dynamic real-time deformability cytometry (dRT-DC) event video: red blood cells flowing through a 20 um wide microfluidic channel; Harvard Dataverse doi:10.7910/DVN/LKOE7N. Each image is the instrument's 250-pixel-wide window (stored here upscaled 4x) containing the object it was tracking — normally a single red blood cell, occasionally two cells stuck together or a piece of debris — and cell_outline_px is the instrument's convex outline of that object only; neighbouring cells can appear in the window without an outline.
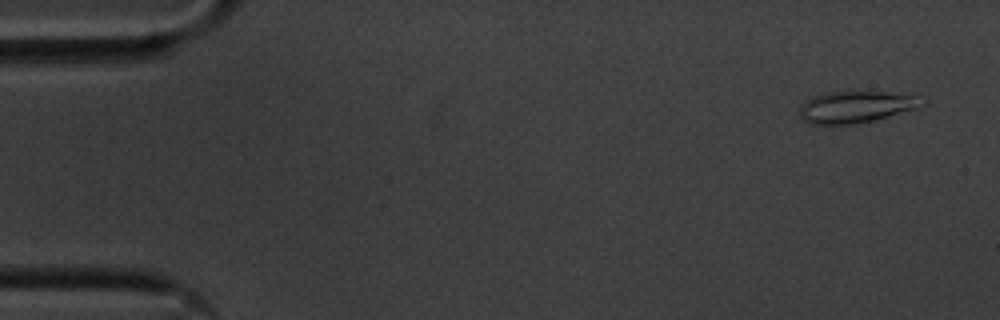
{"species": "common noctule bat (a hibernating species)", "species_latin": "Nyctalus noctula", "temperature_condition": "cold", "stored_images_in_passage": 54, "camera_frame_rate_fps": 3000, "um_per_image_px": 0.085, "animal": {"sex": "male", "body_mass_g": 20.1, "forearm_length_mm": 53.5}, "frame": {"image": 1, "passage_image": 1, "time_ms": 0.0, "image_size_px": [1000, 320], "cell_outline_px": [[928, 100], [920, 108], [876, 120], [856, 124], [812, 124], [804, 120], [800, 116], [800, 108], [804, 100], [812, 96], [828, 92], [884, 92], [924, 96]], "centroid_in_image_um": [72.84, 9.08], "position_along_channel_um": 12.2, "area_um2": 23.0}}
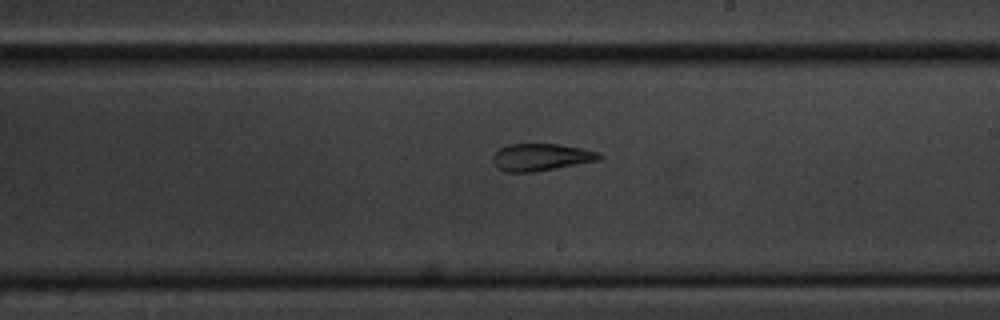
{"frame": {"image": 2, "passage_image": 30, "time_ms": 9.667, "image_size_px": [1000, 320], "cell_outline_px": [[604, 156], [600, 160], [536, 172], [504, 172], [492, 160], [492, 156], [500, 148], [508, 144], [560, 144], [600, 152]], "centroid_in_image_um": [46.02, 13.36], "position_along_channel_um": 243.0, "area_um2": 16.94}}
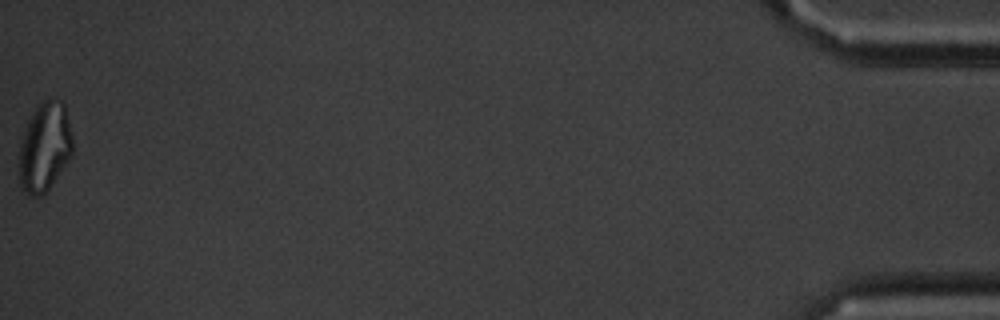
{"frame": {"image": 3, "passage_image": 54, "time_ms": 17.667, "image_size_px": [1000, 320], "cell_outline_px": [[72, 152], [48, 188], [40, 196], [28, 196], [20, 184], [20, 144], [28, 120], [36, 104], [44, 100], [60, 100], [64, 104], [72, 136]], "centroid_in_image_um": [3.78, 12.46], "position_along_channel_um": 431.4, "area_um2": 27.11}, "authors_computed_cell_mechanics": {"area_um2": 19.2763, "velocity_mm_per_s": 3.5613, "shape_relaxation_time_tau1_ms": null, "shape_relaxation_time_tau2_ms": 2.5135, "deformation_change_tau1": null, "deformation_change_tau2": 0.1124}}